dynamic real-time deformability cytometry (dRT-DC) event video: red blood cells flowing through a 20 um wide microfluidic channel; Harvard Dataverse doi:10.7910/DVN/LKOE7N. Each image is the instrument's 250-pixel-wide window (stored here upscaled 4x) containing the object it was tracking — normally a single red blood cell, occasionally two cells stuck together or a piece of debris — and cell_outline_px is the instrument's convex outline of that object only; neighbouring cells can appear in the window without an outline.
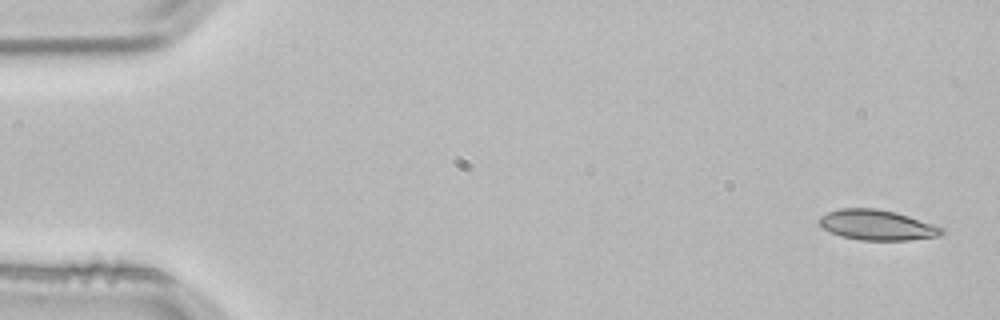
{"species": "common noctule bat (a hibernating species)", "species_latin": "Nyctalus noctula", "temperature_condition": "room temperature", "stored_images_in_passage": 4, "camera_frame_rate_fps": 3000, "um_per_image_px": 0.085, "animal": {"sex": "male", "body_mass_g": 21.5, "forearm_length_mm": 52.0}, "frame": {"image": 1, "passage_image": 1, "time_ms": 0.0, "image_size_px": [1000, 320], "cell_outline_px": [[944, 232], [940, 236], [908, 240], [860, 240], [840, 236], [824, 228], [816, 220], [820, 216], [828, 212], [840, 208], [876, 208], [896, 212], [944, 228]], "centroid_in_image_um": [74.53, 19.12], "position_along_channel_um": 10.5, "area_um2": 21.56}}